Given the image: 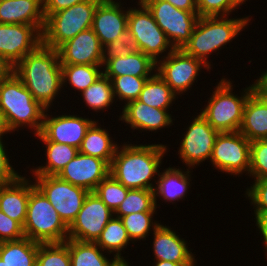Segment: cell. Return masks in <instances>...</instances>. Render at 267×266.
I'll return each instance as SVG.
<instances>
[{
    "label": "cell",
    "mask_w": 267,
    "mask_h": 266,
    "mask_svg": "<svg viewBox=\"0 0 267 266\" xmlns=\"http://www.w3.org/2000/svg\"><path fill=\"white\" fill-rule=\"evenodd\" d=\"M170 2L173 6L178 9L185 11H197V2L196 0H164Z\"/></svg>",
    "instance_id": "cell-48"
},
{
    "label": "cell",
    "mask_w": 267,
    "mask_h": 266,
    "mask_svg": "<svg viewBox=\"0 0 267 266\" xmlns=\"http://www.w3.org/2000/svg\"><path fill=\"white\" fill-rule=\"evenodd\" d=\"M244 191L245 198L253 206V214L267 213V179L253 180Z\"/></svg>",
    "instance_id": "cell-42"
},
{
    "label": "cell",
    "mask_w": 267,
    "mask_h": 266,
    "mask_svg": "<svg viewBox=\"0 0 267 266\" xmlns=\"http://www.w3.org/2000/svg\"><path fill=\"white\" fill-rule=\"evenodd\" d=\"M135 50L134 45L127 36L118 38L103 47V65L112 58L130 55Z\"/></svg>",
    "instance_id": "cell-44"
},
{
    "label": "cell",
    "mask_w": 267,
    "mask_h": 266,
    "mask_svg": "<svg viewBox=\"0 0 267 266\" xmlns=\"http://www.w3.org/2000/svg\"><path fill=\"white\" fill-rule=\"evenodd\" d=\"M196 2L199 17L231 16L239 8L241 9L234 0H196Z\"/></svg>",
    "instance_id": "cell-41"
},
{
    "label": "cell",
    "mask_w": 267,
    "mask_h": 266,
    "mask_svg": "<svg viewBox=\"0 0 267 266\" xmlns=\"http://www.w3.org/2000/svg\"><path fill=\"white\" fill-rule=\"evenodd\" d=\"M11 133L14 134L12 130L9 128L6 117L0 111V141L4 142L5 141L4 138H8V134L11 135Z\"/></svg>",
    "instance_id": "cell-50"
},
{
    "label": "cell",
    "mask_w": 267,
    "mask_h": 266,
    "mask_svg": "<svg viewBox=\"0 0 267 266\" xmlns=\"http://www.w3.org/2000/svg\"><path fill=\"white\" fill-rule=\"evenodd\" d=\"M224 77V78H223ZM235 81L224 75L214 84L200 114L219 133L239 131L243 121V110L249 95L255 90L254 80L239 93H235ZM234 84V85H233ZM234 91V92H233ZM239 94V95H238Z\"/></svg>",
    "instance_id": "cell-4"
},
{
    "label": "cell",
    "mask_w": 267,
    "mask_h": 266,
    "mask_svg": "<svg viewBox=\"0 0 267 266\" xmlns=\"http://www.w3.org/2000/svg\"><path fill=\"white\" fill-rule=\"evenodd\" d=\"M23 233L39 243H62L68 239V226L32 178Z\"/></svg>",
    "instance_id": "cell-6"
},
{
    "label": "cell",
    "mask_w": 267,
    "mask_h": 266,
    "mask_svg": "<svg viewBox=\"0 0 267 266\" xmlns=\"http://www.w3.org/2000/svg\"><path fill=\"white\" fill-rule=\"evenodd\" d=\"M134 3L128 8L127 35L135 50L157 63L171 53L174 47L147 7L142 2H137V5Z\"/></svg>",
    "instance_id": "cell-7"
},
{
    "label": "cell",
    "mask_w": 267,
    "mask_h": 266,
    "mask_svg": "<svg viewBox=\"0 0 267 266\" xmlns=\"http://www.w3.org/2000/svg\"><path fill=\"white\" fill-rule=\"evenodd\" d=\"M57 111L60 113L59 109L55 110L54 113L50 109H46L41 131L34 135V138H38L39 141L67 144L79 149L87 130L96 121L95 117L92 116L91 119L89 116L75 114L74 111L71 114L63 112L62 115H56Z\"/></svg>",
    "instance_id": "cell-14"
},
{
    "label": "cell",
    "mask_w": 267,
    "mask_h": 266,
    "mask_svg": "<svg viewBox=\"0 0 267 266\" xmlns=\"http://www.w3.org/2000/svg\"><path fill=\"white\" fill-rule=\"evenodd\" d=\"M36 266H71L68 246L62 243H39Z\"/></svg>",
    "instance_id": "cell-38"
},
{
    "label": "cell",
    "mask_w": 267,
    "mask_h": 266,
    "mask_svg": "<svg viewBox=\"0 0 267 266\" xmlns=\"http://www.w3.org/2000/svg\"><path fill=\"white\" fill-rule=\"evenodd\" d=\"M128 190L129 188H126L109 174L97 185L94 192L113 212H115L119 205L125 200Z\"/></svg>",
    "instance_id": "cell-39"
},
{
    "label": "cell",
    "mask_w": 267,
    "mask_h": 266,
    "mask_svg": "<svg viewBox=\"0 0 267 266\" xmlns=\"http://www.w3.org/2000/svg\"><path fill=\"white\" fill-rule=\"evenodd\" d=\"M33 98L45 109H53L56 98L62 97L63 82L59 53L56 49L40 44L13 68ZM54 102V104H53Z\"/></svg>",
    "instance_id": "cell-2"
},
{
    "label": "cell",
    "mask_w": 267,
    "mask_h": 266,
    "mask_svg": "<svg viewBox=\"0 0 267 266\" xmlns=\"http://www.w3.org/2000/svg\"><path fill=\"white\" fill-rule=\"evenodd\" d=\"M0 266H7L6 263L0 258Z\"/></svg>",
    "instance_id": "cell-55"
},
{
    "label": "cell",
    "mask_w": 267,
    "mask_h": 266,
    "mask_svg": "<svg viewBox=\"0 0 267 266\" xmlns=\"http://www.w3.org/2000/svg\"><path fill=\"white\" fill-rule=\"evenodd\" d=\"M120 0H102L96 7L92 30L104 47L118 38L127 36L128 7Z\"/></svg>",
    "instance_id": "cell-18"
},
{
    "label": "cell",
    "mask_w": 267,
    "mask_h": 266,
    "mask_svg": "<svg viewBox=\"0 0 267 266\" xmlns=\"http://www.w3.org/2000/svg\"><path fill=\"white\" fill-rule=\"evenodd\" d=\"M130 141H121L110 165V174L126 188L154 190L165 154L170 152L169 144H137V139L132 144Z\"/></svg>",
    "instance_id": "cell-1"
},
{
    "label": "cell",
    "mask_w": 267,
    "mask_h": 266,
    "mask_svg": "<svg viewBox=\"0 0 267 266\" xmlns=\"http://www.w3.org/2000/svg\"><path fill=\"white\" fill-rule=\"evenodd\" d=\"M214 170L229 176H248L250 170V141L239 131L219 133L209 164Z\"/></svg>",
    "instance_id": "cell-11"
},
{
    "label": "cell",
    "mask_w": 267,
    "mask_h": 266,
    "mask_svg": "<svg viewBox=\"0 0 267 266\" xmlns=\"http://www.w3.org/2000/svg\"><path fill=\"white\" fill-rule=\"evenodd\" d=\"M13 72V67L0 56V83Z\"/></svg>",
    "instance_id": "cell-51"
},
{
    "label": "cell",
    "mask_w": 267,
    "mask_h": 266,
    "mask_svg": "<svg viewBox=\"0 0 267 266\" xmlns=\"http://www.w3.org/2000/svg\"><path fill=\"white\" fill-rule=\"evenodd\" d=\"M56 50L61 65H103V46L92 28L80 32Z\"/></svg>",
    "instance_id": "cell-21"
},
{
    "label": "cell",
    "mask_w": 267,
    "mask_h": 266,
    "mask_svg": "<svg viewBox=\"0 0 267 266\" xmlns=\"http://www.w3.org/2000/svg\"><path fill=\"white\" fill-rule=\"evenodd\" d=\"M95 243L106 253L112 254L117 261L129 260L122 254H125V249L129 248L130 243L134 244L129 238L122 220L115 216L107 223Z\"/></svg>",
    "instance_id": "cell-29"
},
{
    "label": "cell",
    "mask_w": 267,
    "mask_h": 266,
    "mask_svg": "<svg viewBox=\"0 0 267 266\" xmlns=\"http://www.w3.org/2000/svg\"><path fill=\"white\" fill-rule=\"evenodd\" d=\"M42 43V32L34 25L0 23V56L13 68Z\"/></svg>",
    "instance_id": "cell-16"
},
{
    "label": "cell",
    "mask_w": 267,
    "mask_h": 266,
    "mask_svg": "<svg viewBox=\"0 0 267 266\" xmlns=\"http://www.w3.org/2000/svg\"><path fill=\"white\" fill-rule=\"evenodd\" d=\"M255 216L254 223L256 224V231H259L258 235L260 234V239H262L261 243L263 245V251L265 258L267 259V213H259V214H253Z\"/></svg>",
    "instance_id": "cell-47"
},
{
    "label": "cell",
    "mask_w": 267,
    "mask_h": 266,
    "mask_svg": "<svg viewBox=\"0 0 267 266\" xmlns=\"http://www.w3.org/2000/svg\"><path fill=\"white\" fill-rule=\"evenodd\" d=\"M114 212L97 196L89 192L76 219L68 227V239L95 242Z\"/></svg>",
    "instance_id": "cell-15"
},
{
    "label": "cell",
    "mask_w": 267,
    "mask_h": 266,
    "mask_svg": "<svg viewBox=\"0 0 267 266\" xmlns=\"http://www.w3.org/2000/svg\"><path fill=\"white\" fill-rule=\"evenodd\" d=\"M152 266H190V265H181L179 263H174V262H170V261H154L151 264Z\"/></svg>",
    "instance_id": "cell-52"
},
{
    "label": "cell",
    "mask_w": 267,
    "mask_h": 266,
    "mask_svg": "<svg viewBox=\"0 0 267 266\" xmlns=\"http://www.w3.org/2000/svg\"><path fill=\"white\" fill-rule=\"evenodd\" d=\"M186 128L179 135L177 155L185 168L196 169L203 162H209L217 135L219 134L200 114L195 112ZM201 164V165H200Z\"/></svg>",
    "instance_id": "cell-10"
},
{
    "label": "cell",
    "mask_w": 267,
    "mask_h": 266,
    "mask_svg": "<svg viewBox=\"0 0 267 266\" xmlns=\"http://www.w3.org/2000/svg\"><path fill=\"white\" fill-rule=\"evenodd\" d=\"M260 76L256 77L254 84L255 89L262 95L267 96V68L263 69Z\"/></svg>",
    "instance_id": "cell-49"
},
{
    "label": "cell",
    "mask_w": 267,
    "mask_h": 266,
    "mask_svg": "<svg viewBox=\"0 0 267 266\" xmlns=\"http://www.w3.org/2000/svg\"><path fill=\"white\" fill-rule=\"evenodd\" d=\"M80 97L77 99L83 100L85 107L92 110L91 116L94 112L102 113L116 105L111 80L102 74L93 84H91L82 93L78 94ZM114 104V105H113ZM105 110V111H104ZM102 111V112H101Z\"/></svg>",
    "instance_id": "cell-32"
},
{
    "label": "cell",
    "mask_w": 267,
    "mask_h": 266,
    "mask_svg": "<svg viewBox=\"0 0 267 266\" xmlns=\"http://www.w3.org/2000/svg\"><path fill=\"white\" fill-rule=\"evenodd\" d=\"M35 185L47 197L60 218L69 227L81 210L89 191L58 176L31 175Z\"/></svg>",
    "instance_id": "cell-13"
},
{
    "label": "cell",
    "mask_w": 267,
    "mask_h": 266,
    "mask_svg": "<svg viewBox=\"0 0 267 266\" xmlns=\"http://www.w3.org/2000/svg\"><path fill=\"white\" fill-rule=\"evenodd\" d=\"M61 68L63 92H67L65 88L69 85L67 89L72 88L75 94L82 93L103 74V65L75 64L61 65Z\"/></svg>",
    "instance_id": "cell-34"
},
{
    "label": "cell",
    "mask_w": 267,
    "mask_h": 266,
    "mask_svg": "<svg viewBox=\"0 0 267 266\" xmlns=\"http://www.w3.org/2000/svg\"><path fill=\"white\" fill-rule=\"evenodd\" d=\"M178 98L169 85L155 72L145 82L137 100L155 108L172 110L171 106L176 105Z\"/></svg>",
    "instance_id": "cell-33"
},
{
    "label": "cell",
    "mask_w": 267,
    "mask_h": 266,
    "mask_svg": "<svg viewBox=\"0 0 267 266\" xmlns=\"http://www.w3.org/2000/svg\"><path fill=\"white\" fill-rule=\"evenodd\" d=\"M85 1L87 0H43L44 15H51L52 13Z\"/></svg>",
    "instance_id": "cell-46"
},
{
    "label": "cell",
    "mask_w": 267,
    "mask_h": 266,
    "mask_svg": "<svg viewBox=\"0 0 267 266\" xmlns=\"http://www.w3.org/2000/svg\"><path fill=\"white\" fill-rule=\"evenodd\" d=\"M178 167V168H177ZM172 166L161 169L157 176V183L154 189L155 206L159 208L161 205L158 204L161 200L167 202L166 204H176L178 201L182 202L187 198L193 182V169L182 166ZM177 202V203H176Z\"/></svg>",
    "instance_id": "cell-22"
},
{
    "label": "cell",
    "mask_w": 267,
    "mask_h": 266,
    "mask_svg": "<svg viewBox=\"0 0 267 266\" xmlns=\"http://www.w3.org/2000/svg\"><path fill=\"white\" fill-rule=\"evenodd\" d=\"M156 72V62L141 51L134 50L130 55L109 59L103 65L106 77L133 75L151 77Z\"/></svg>",
    "instance_id": "cell-27"
},
{
    "label": "cell",
    "mask_w": 267,
    "mask_h": 266,
    "mask_svg": "<svg viewBox=\"0 0 267 266\" xmlns=\"http://www.w3.org/2000/svg\"><path fill=\"white\" fill-rule=\"evenodd\" d=\"M155 215L157 212H135L120 218L134 245L138 241H146V238L151 240L148 236L161 224V220L157 221Z\"/></svg>",
    "instance_id": "cell-35"
},
{
    "label": "cell",
    "mask_w": 267,
    "mask_h": 266,
    "mask_svg": "<svg viewBox=\"0 0 267 266\" xmlns=\"http://www.w3.org/2000/svg\"><path fill=\"white\" fill-rule=\"evenodd\" d=\"M239 132L250 142L267 139V96L256 89L245 102Z\"/></svg>",
    "instance_id": "cell-25"
},
{
    "label": "cell",
    "mask_w": 267,
    "mask_h": 266,
    "mask_svg": "<svg viewBox=\"0 0 267 266\" xmlns=\"http://www.w3.org/2000/svg\"><path fill=\"white\" fill-rule=\"evenodd\" d=\"M21 175L13 183L0 186V210L24 226L31 192V176Z\"/></svg>",
    "instance_id": "cell-24"
},
{
    "label": "cell",
    "mask_w": 267,
    "mask_h": 266,
    "mask_svg": "<svg viewBox=\"0 0 267 266\" xmlns=\"http://www.w3.org/2000/svg\"><path fill=\"white\" fill-rule=\"evenodd\" d=\"M39 242L24 237L0 242V258L7 266H36Z\"/></svg>",
    "instance_id": "cell-31"
},
{
    "label": "cell",
    "mask_w": 267,
    "mask_h": 266,
    "mask_svg": "<svg viewBox=\"0 0 267 266\" xmlns=\"http://www.w3.org/2000/svg\"><path fill=\"white\" fill-rule=\"evenodd\" d=\"M0 23L34 25L42 32L45 24L43 0L1 1Z\"/></svg>",
    "instance_id": "cell-23"
},
{
    "label": "cell",
    "mask_w": 267,
    "mask_h": 266,
    "mask_svg": "<svg viewBox=\"0 0 267 266\" xmlns=\"http://www.w3.org/2000/svg\"><path fill=\"white\" fill-rule=\"evenodd\" d=\"M45 146L46 162L39 166L30 167L31 175L57 176L60 171L79 153V149L67 144H59L53 141H40Z\"/></svg>",
    "instance_id": "cell-28"
},
{
    "label": "cell",
    "mask_w": 267,
    "mask_h": 266,
    "mask_svg": "<svg viewBox=\"0 0 267 266\" xmlns=\"http://www.w3.org/2000/svg\"><path fill=\"white\" fill-rule=\"evenodd\" d=\"M174 49H182L191 38L199 15L185 11L164 0H142Z\"/></svg>",
    "instance_id": "cell-12"
},
{
    "label": "cell",
    "mask_w": 267,
    "mask_h": 266,
    "mask_svg": "<svg viewBox=\"0 0 267 266\" xmlns=\"http://www.w3.org/2000/svg\"><path fill=\"white\" fill-rule=\"evenodd\" d=\"M64 243L69 248L71 266H112L117 261L95 242L67 239Z\"/></svg>",
    "instance_id": "cell-30"
},
{
    "label": "cell",
    "mask_w": 267,
    "mask_h": 266,
    "mask_svg": "<svg viewBox=\"0 0 267 266\" xmlns=\"http://www.w3.org/2000/svg\"><path fill=\"white\" fill-rule=\"evenodd\" d=\"M6 144L8 145L6 141H0V186L13 183L21 176L20 174H22V172L16 171L15 164L14 166L11 165L13 162L11 161L12 156L9 155L10 152L6 149L8 148Z\"/></svg>",
    "instance_id": "cell-43"
},
{
    "label": "cell",
    "mask_w": 267,
    "mask_h": 266,
    "mask_svg": "<svg viewBox=\"0 0 267 266\" xmlns=\"http://www.w3.org/2000/svg\"><path fill=\"white\" fill-rule=\"evenodd\" d=\"M211 72L202 60L186 54L182 49H174L171 53L156 63V72L169 85L171 90L180 98L183 95H193L189 90L194 89V84L203 73ZM186 93V94H185Z\"/></svg>",
    "instance_id": "cell-9"
},
{
    "label": "cell",
    "mask_w": 267,
    "mask_h": 266,
    "mask_svg": "<svg viewBox=\"0 0 267 266\" xmlns=\"http://www.w3.org/2000/svg\"><path fill=\"white\" fill-rule=\"evenodd\" d=\"M252 180L267 179V139L250 142V170Z\"/></svg>",
    "instance_id": "cell-40"
},
{
    "label": "cell",
    "mask_w": 267,
    "mask_h": 266,
    "mask_svg": "<svg viewBox=\"0 0 267 266\" xmlns=\"http://www.w3.org/2000/svg\"><path fill=\"white\" fill-rule=\"evenodd\" d=\"M101 1L87 0L51 15H45L42 44L57 49L80 32L91 28L95 9Z\"/></svg>",
    "instance_id": "cell-8"
},
{
    "label": "cell",
    "mask_w": 267,
    "mask_h": 266,
    "mask_svg": "<svg viewBox=\"0 0 267 266\" xmlns=\"http://www.w3.org/2000/svg\"><path fill=\"white\" fill-rule=\"evenodd\" d=\"M251 19V15L234 16V18L232 15L199 17L191 38L182 50L186 54L202 60L213 69L215 64L210 59V55L213 57V53H215L218 56L220 51L226 49L227 45L230 46L234 39H239V35H242L241 32L246 28L248 30V25H252Z\"/></svg>",
    "instance_id": "cell-3"
},
{
    "label": "cell",
    "mask_w": 267,
    "mask_h": 266,
    "mask_svg": "<svg viewBox=\"0 0 267 266\" xmlns=\"http://www.w3.org/2000/svg\"><path fill=\"white\" fill-rule=\"evenodd\" d=\"M154 190L129 189L125 200L114 212V216L121 218L135 212H157Z\"/></svg>",
    "instance_id": "cell-36"
},
{
    "label": "cell",
    "mask_w": 267,
    "mask_h": 266,
    "mask_svg": "<svg viewBox=\"0 0 267 266\" xmlns=\"http://www.w3.org/2000/svg\"><path fill=\"white\" fill-rule=\"evenodd\" d=\"M0 111L14 134L29 129L36 135L41 131L46 109L12 72L0 83Z\"/></svg>",
    "instance_id": "cell-5"
},
{
    "label": "cell",
    "mask_w": 267,
    "mask_h": 266,
    "mask_svg": "<svg viewBox=\"0 0 267 266\" xmlns=\"http://www.w3.org/2000/svg\"><path fill=\"white\" fill-rule=\"evenodd\" d=\"M197 260H198V258L190 266H197V263H198Z\"/></svg>",
    "instance_id": "cell-56"
},
{
    "label": "cell",
    "mask_w": 267,
    "mask_h": 266,
    "mask_svg": "<svg viewBox=\"0 0 267 266\" xmlns=\"http://www.w3.org/2000/svg\"><path fill=\"white\" fill-rule=\"evenodd\" d=\"M239 6H242L244 4H247L246 1L248 2V0H234ZM250 2V0H249Z\"/></svg>",
    "instance_id": "cell-54"
},
{
    "label": "cell",
    "mask_w": 267,
    "mask_h": 266,
    "mask_svg": "<svg viewBox=\"0 0 267 266\" xmlns=\"http://www.w3.org/2000/svg\"><path fill=\"white\" fill-rule=\"evenodd\" d=\"M110 174V165L103 159L78 153L57 175L60 179L94 192Z\"/></svg>",
    "instance_id": "cell-19"
},
{
    "label": "cell",
    "mask_w": 267,
    "mask_h": 266,
    "mask_svg": "<svg viewBox=\"0 0 267 266\" xmlns=\"http://www.w3.org/2000/svg\"><path fill=\"white\" fill-rule=\"evenodd\" d=\"M118 1V0H117ZM121 1V0H120ZM132 2H134L135 0H131ZM138 2H142V0H136V3Z\"/></svg>",
    "instance_id": "cell-57"
},
{
    "label": "cell",
    "mask_w": 267,
    "mask_h": 266,
    "mask_svg": "<svg viewBox=\"0 0 267 266\" xmlns=\"http://www.w3.org/2000/svg\"><path fill=\"white\" fill-rule=\"evenodd\" d=\"M121 108H118L121 113L117 115L119 119L116 122L121 121V123H125L127 128L129 126V130L132 129L130 131L132 135L137 130L138 133L143 132V135H145V132L149 135L150 132L156 133L161 129L163 133L164 128L169 129L170 126L174 125L175 116L172 115L174 112L170 109L155 108L138 100L130 101Z\"/></svg>",
    "instance_id": "cell-17"
},
{
    "label": "cell",
    "mask_w": 267,
    "mask_h": 266,
    "mask_svg": "<svg viewBox=\"0 0 267 266\" xmlns=\"http://www.w3.org/2000/svg\"><path fill=\"white\" fill-rule=\"evenodd\" d=\"M99 118L90 126L86 135L83 138L79 152L85 155L94 156L105 160L111 165L113 157L120 145L117 142L118 138L112 136L109 132V126L106 129L104 126V119L102 118L103 125L99 124ZM109 128V131H108ZM116 139V141L114 140Z\"/></svg>",
    "instance_id": "cell-26"
},
{
    "label": "cell",
    "mask_w": 267,
    "mask_h": 266,
    "mask_svg": "<svg viewBox=\"0 0 267 266\" xmlns=\"http://www.w3.org/2000/svg\"><path fill=\"white\" fill-rule=\"evenodd\" d=\"M179 232L173 230L171 226L160 224L150 235L152 244V261H170L181 265H191L196 259V254L192 252L190 243L184 239ZM190 248V249H189Z\"/></svg>",
    "instance_id": "cell-20"
},
{
    "label": "cell",
    "mask_w": 267,
    "mask_h": 266,
    "mask_svg": "<svg viewBox=\"0 0 267 266\" xmlns=\"http://www.w3.org/2000/svg\"><path fill=\"white\" fill-rule=\"evenodd\" d=\"M112 83V89L116 102L119 105L137 100L142 88L150 77H137L133 75H122L116 77H108Z\"/></svg>",
    "instance_id": "cell-37"
},
{
    "label": "cell",
    "mask_w": 267,
    "mask_h": 266,
    "mask_svg": "<svg viewBox=\"0 0 267 266\" xmlns=\"http://www.w3.org/2000/svg\"><path fill=\"white\" fill-rule=\"evenodd\" d=\"M128 260L116 261L112 266H131Z\"/></svg>",
    "instance_id": "cell-53"
},
{
    "label": "cell",
    "mask_w": 267,
    "mask_h": 266,
    "mask_svg": "<svg viewBox=\"0 0 267 266\" xmlns=\"http://www.w3.org/2000/svg\"><path fill=\"white\" fill-rule=\"evenodd\" d=\"M23 227L0 210V242L23 239Z\"/></svg>",
    "instance_id": "cell-45"
}]
</instances>
